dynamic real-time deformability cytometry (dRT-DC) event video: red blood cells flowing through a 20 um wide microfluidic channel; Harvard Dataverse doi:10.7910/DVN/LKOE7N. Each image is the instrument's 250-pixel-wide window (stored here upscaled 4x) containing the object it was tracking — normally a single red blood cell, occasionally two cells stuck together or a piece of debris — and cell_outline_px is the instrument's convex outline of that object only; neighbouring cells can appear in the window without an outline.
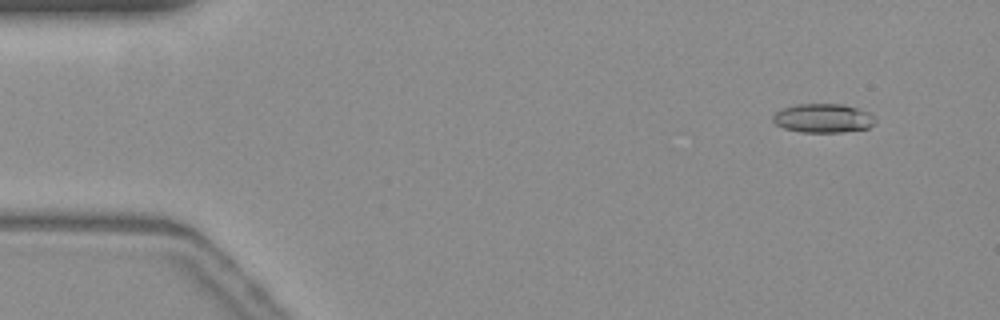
{"species": "common noctule bat (a hibernating species)", "species_latin": "Nyctalus noctula", "temperature_condition": "warm", "stored_images_in_passage": 56, "camera_frame_rate_fps": 3000, "um_per_image_px": 0.085, "animal": {"sex": "female", "body_mass_g": 19.3, "forearm_length_mm": 54.1}, "frame": {"image": 1, "passage_image": 5, "time_ms": 1.333, "image_size_px": [1000, 320], "cell_outline_px": [[876, 120], [868, 128], [844, 132], [800, 132], [784, 128], [776, 124], [772, 120], [772, 116], [780, 108], [796, 104], [844, 104], [868, 112]], "centroid_in_image_um": [69.92, 10.04], "position_along_channel_um": 15.1, "area_um2": 17.28}}
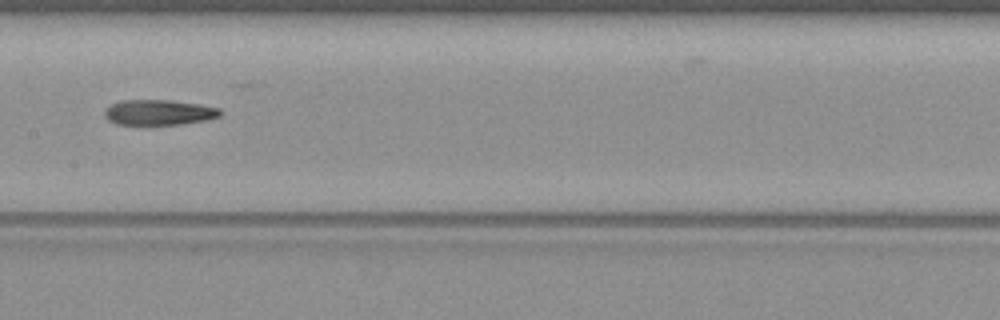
{"frame": {"image": 2, "passage_image": 28, "time_ms": 9.0, "image_size_px": [1000, 320], "cell_outline_px": [[220, 116], [204, 120], [180, 124], [116, 124], [108, 120], [104, 116], [104, 112], [112, 104], [120, 100], [172, 100], [220, 108]], "centroid_in_image_um": [13.47, 9.55], "position_along_channel_um": 193.9, "area_um2": 16.82}}
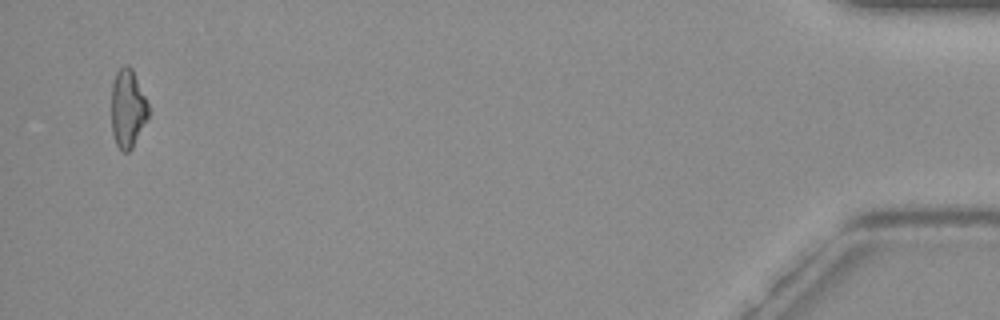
{"frame": {"image": 3, "passage_image": 54, "time_ms": 17.667, "image_size_px": [1000, 320], "cell_outline_px": [[148, 116], [132, 148], [128, 152], [124, 152], [116, 144], [112, 132], [112, 84], [116, 72], [124, 64], [128, 64], [132, 68], [148, 104]], "centroid_in_image_um": [10.84, 9.2], "position_along_channel_um": 424.4, "area_um2": 16.65}}